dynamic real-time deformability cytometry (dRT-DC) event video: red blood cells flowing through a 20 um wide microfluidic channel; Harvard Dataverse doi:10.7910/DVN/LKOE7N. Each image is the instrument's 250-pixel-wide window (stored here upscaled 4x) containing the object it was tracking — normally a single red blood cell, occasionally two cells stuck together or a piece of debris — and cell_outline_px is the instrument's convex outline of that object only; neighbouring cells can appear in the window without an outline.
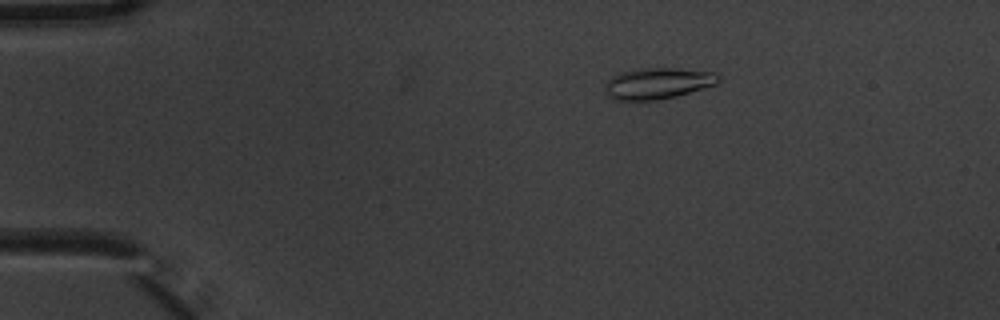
{"species": "common noctule bat (a hibernating species)", "species_latin": "Nyctalus noctula", "temperature_condition": "warm", "stored_images_in_passage": 4, "camera_frame_rate_fps": 3000, "um_per_image_px": 0.085, "animal": {"sex": "male", "body_mass_g": 20.1, "forearm_length_mm": 53.5}, "frame": {"image": 1, "passage_image": 2, "time_ms": 0.333, "image_size_px": [1000, 320], "cell_outline_px": [[720, 80], [716, 84], [676, 96], [656, 100], [612, 100], [608, 96], [604, 88], [604, 84], [612, 76], [620, 72], [644, 68], [672, 68], [712, 72], [720, 76]], "centroid_in_image_um": [55.86, 7.09], "position_along_channel_um": 29.1, "area_um2": 20.52}}